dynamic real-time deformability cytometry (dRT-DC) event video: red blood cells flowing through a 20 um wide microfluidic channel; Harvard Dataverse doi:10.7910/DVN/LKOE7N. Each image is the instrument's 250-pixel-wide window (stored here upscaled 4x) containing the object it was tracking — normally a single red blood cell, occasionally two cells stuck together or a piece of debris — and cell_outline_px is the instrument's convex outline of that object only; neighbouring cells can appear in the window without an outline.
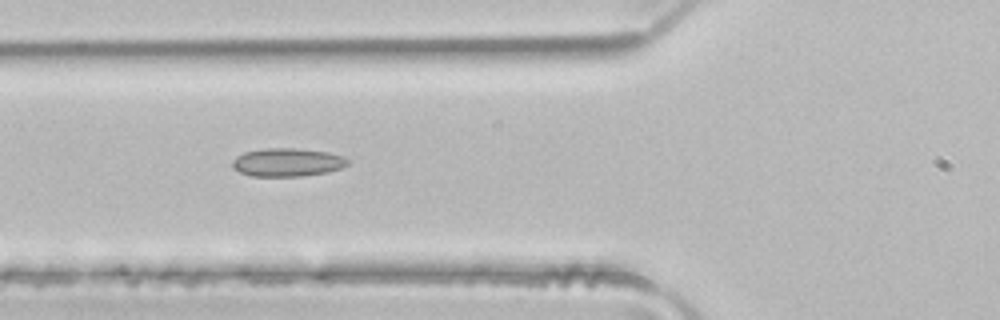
{"species": "common noctule bat (a hibernating species)", "species_latin": "Nyctalus noctula", "temperature_condition": "room temperature", "stored_images_in_passage": 5, "camera_frame_rate_fps": 3000, "um_per_image_px": 0.085, "animal": {"sex": "male", "body_mass_g": 21.5, "forearm_length_mm": 52.0}, "frame": {"image": 1, "passage_image": 4, "time_ms": 1.0, "image_size_px": [1000, 320], "cell_outline_px": [[352, 160], [348, 164], [340, 168], [328, 172], [300, 176], [252, 176], [240, 172], [232, 168], [232, 160], [236, 156], [244, 152], [264, 148], [296, 148], [328, 152], [344, 156]], "centroid_in_image_um": [24.43, 13.79], "position_along_channel_um": 101.4, "area_um2": 19.19}}
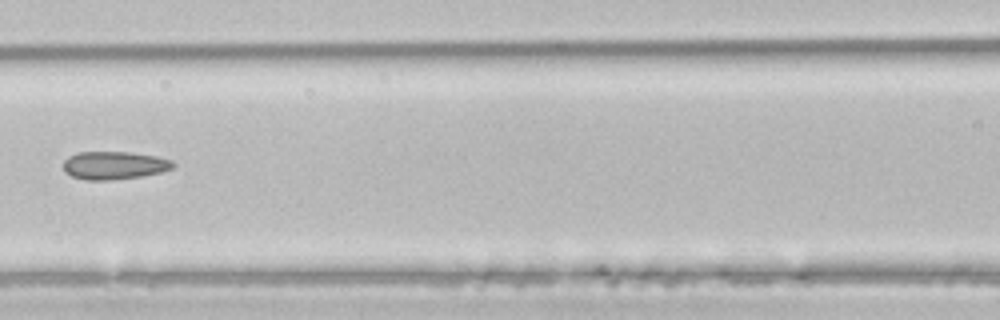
{"frame": {"image": 2, "passage_image": 5, "time_ms": 1.333, "image_size_px": [1000, 320], "cell_outline_px": [[176, 164], [172, 168], [160, 172], [140, 176], [112, 180], [88, 180], [72, 176], [64, 172], [64, 160], [68, 156], [76, 152], [132, 152], [156, 156], [172, 160]], "centroid_in_image_um": [9.69, 14.04], "position_along_channel_um": 156.9, "area_um2": 17.92}}